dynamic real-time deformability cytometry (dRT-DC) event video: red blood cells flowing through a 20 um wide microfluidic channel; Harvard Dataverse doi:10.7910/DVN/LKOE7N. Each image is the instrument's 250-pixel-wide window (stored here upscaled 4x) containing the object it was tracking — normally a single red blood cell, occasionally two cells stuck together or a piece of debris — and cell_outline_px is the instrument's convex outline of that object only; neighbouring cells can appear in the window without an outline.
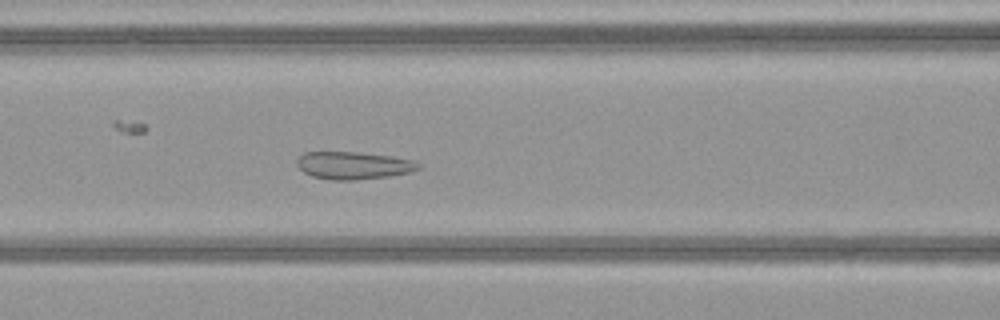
{"species": "common noctule bat (a hibernating species)", "species_latin": "Nyctalus noctula", "temperature_condition": "warm", "stored_images_in_passage": 51, "camera_frame_rate_fps": 3000, "um_per_image_px": 0.085, "animal": {"sex": "female", "body_mass_g": 21.9}, "frame": {"image": 1, "passage_image": 22, "time_ms": 7.0, "image_size_px": [1000, 320], "cell_outline_px": [[420, 168], [408, 172], [388, 176], [356, 180], [328, 180], [312, 176], [304, 172], [296, 164], [296, 160], [304, 152], [356, 152], [392, 156], [412, 160], [420, 164]], "centroid_in_image_um": [30.01, 14.06], "position_along_channel_um": 136.6, "area_um2": 19.42}}
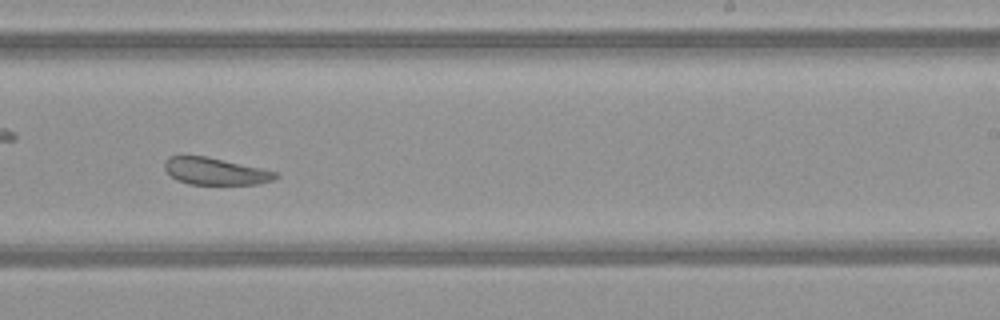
{"frame": {"image": 2, "passage_image": 32, "time_ms": 10.333, "image_size_px": [1000, 320], "cell_outline_px": [[280, 176], [272, 180], [256, 184], [188, 184], [176, 180], [164, 168], [164, 160], [168, 156], [208, 156], [264, 168], [276, 172]], "centroid_in_image_um": [18.31, 14.55], "position_along_channel_um": 270.7, "area_um2": 17.63}}
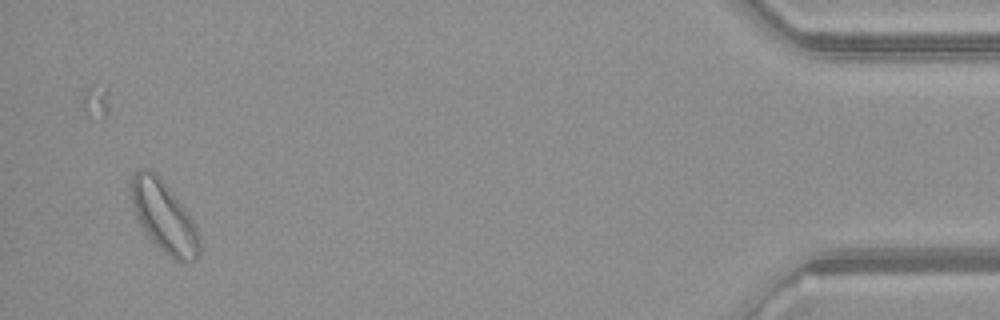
{"frame": {"image": 3, "passage_image": 49, "time_ms": 16.0, "image_size_px": [1000, 320], "cell_outline_px": [[200, 256], [196, 260], [180, 264], [164, 252], [152, 240], [140, 224], [132, 204], [128, 188], [132, 176], [140, 168], [148, 168], [176, 196], [192, 220], [200, 244]], "centroid_in_image_um": [13.92, 18.45], "position_along_channel_um": 421.3, "area_um2": 27.86}, "authors_computed_cell_mechanics": {"area_um2": 22.6576, "velocity_mm_per_s": 4.04, "shape_relaxation_time_tau1_ms": null, "shape_relaxation_time_tau2_ms": 1.2146, "deformation_change_tau1": null, "deformation_change_tau2": 0.0902}}